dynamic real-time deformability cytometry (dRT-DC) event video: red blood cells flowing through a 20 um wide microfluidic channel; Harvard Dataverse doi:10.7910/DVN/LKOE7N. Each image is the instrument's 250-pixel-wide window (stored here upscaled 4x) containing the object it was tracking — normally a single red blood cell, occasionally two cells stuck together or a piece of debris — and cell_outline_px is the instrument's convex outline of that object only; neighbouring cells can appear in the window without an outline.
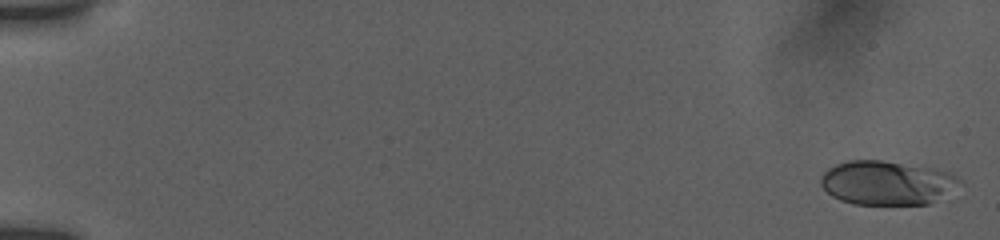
{"species": "human", "species_latin": "Homo sapiens", "temperature_condition": "room temperature", "stored_images_in_passage": 54, "camera_frame_rate_fps": 3000, "um_per_image_px": 0.085, "donor": {"sex": "female"}, "frame": {"image": 1, "passage_image": 1, "time_ms": 0.0, "image_size_px": [1000, 240], "cell_outline_px": [[964, 184], [944, 196], [928, 204], [852, 204], [840, 200], [832, 196], [820, 184], [820, 176], [828, 168], [836, 164], [848, 160], [880, 160], [936, 168], [952, 172]], "centroid_in_image_um": [75.42, 15.53], "position_along_channel_um": 9.6, "area_um2": 36.01}}
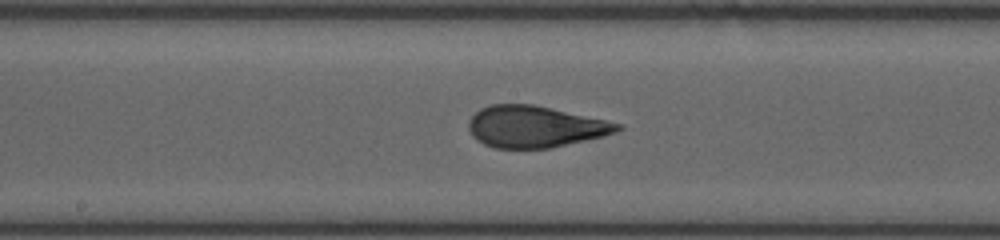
{"frame": {"image": 2, "passage_image": 30, "time_ms": 9.667, "image_size_px": [1000, 240], "cell_outline_px": [[624, 128], [616, 132], [604, 136], [552, 148], [496, 148], [484, 144], [476, 140], [472, 136], [468, 128], [468, 120], [480, 108], [492, 104], [532, 104], [552, 108], [624, 124]], "centroid_in_image_um": [45.48, 10.77], "position_along_channel_um": 202.7, "area_um2": 36.24}}
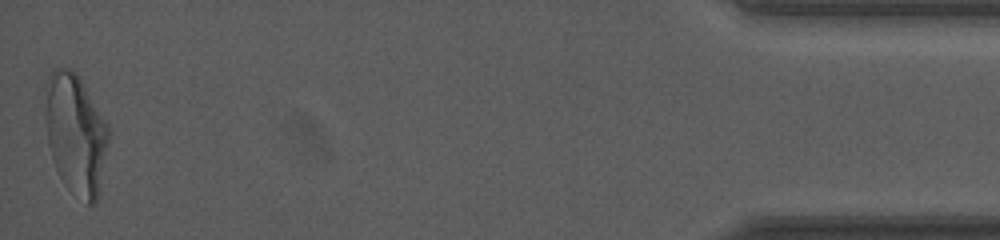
{"frame": {"image": 3, "passage_image": 54, "time_ms": 17.667, "image_size_px": [1000, 240], "cell_outline_px": [[108, 140], [100, 188], [96, 200], [92, 204], [88, 204], [68, 188], [64, 184], [52, 160], [48, 144], [48, 76], [52, 68], [68, 68], [76, 72], [108, 124]], "centroid_in_image_um": [6.46, 11.41], "position_along_channel_um": 428.7, "area_um2": 43.18}, "authors_computed_cell_mechanics": {"area_um2": 35.9805, "velocity_mm_per_s": 3.845, "shape_relaxation_time_tau1_ms": 6.587, "shape_relaxation_time_tau2_ms": 0.8657, "deformation_change_tau1": 0.226, "deformation_change_tau2": 0.0729}}